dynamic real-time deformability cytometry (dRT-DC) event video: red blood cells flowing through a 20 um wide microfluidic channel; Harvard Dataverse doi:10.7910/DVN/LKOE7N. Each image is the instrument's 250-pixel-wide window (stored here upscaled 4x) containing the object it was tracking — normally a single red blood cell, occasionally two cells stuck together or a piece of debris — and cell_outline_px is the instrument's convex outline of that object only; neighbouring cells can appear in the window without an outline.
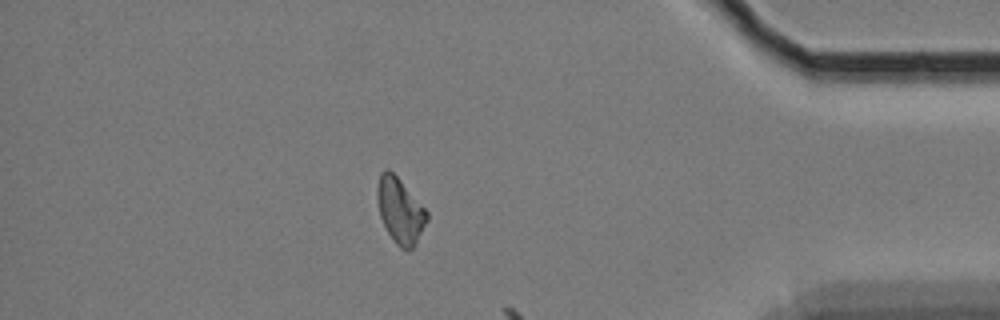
{"species": "Egyptian fruit bat (a non-hibernating species)", "species_latin": "Rousettus aegyptiacus", "temperature_condition": "cold", "stored_images_in_passage": 59, "segment_of_instrument_passage": [3, 3], "camera_frame_rate_fps": 3000, "um_per_image_px": 0.085, "animal": {"sex": "female"}, "frame": {"image": 1, "passage_image": 52, "time_ms": 17.0, "image_size_px": [1000, 320], "cell_outline_px": [[428, 220], [416, 244], [412, 248], [400, 248], [392, 240], [380, 216], [376, 196], [376, 188], [380, 172], [384, 168], [388, 168], [400, 180], [428, 212]], "centroid_in_image_um": [33.99, 17.88], "position_along_channel_um": 401.2, "area_um2": 18.84}}